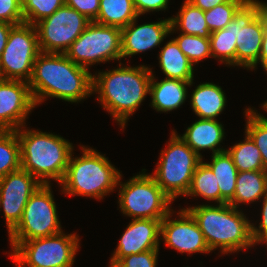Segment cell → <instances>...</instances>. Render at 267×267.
I'll use <instances>...</instances> for the list:
<instances>
[{
	"label": "cell",
	"mask_w": 267,
	"mask_h": 267,
	"mask_svg": "<svg viewBox=\"0 0 267 267\" xmlns=\"http://www.w3.org/2000/svg\"><path fill=\"white\" fill-rule=\"evenodd\" d=\"M36 105L54 97L78 103L93 93V75L89 69L73 63L65 53L41 52L28 82Z\"/></svg>",
	"instance_id": "6da1fadb"
},
{
	"label": "cell",
	"mask_w": 267,
	"mask_h": 267,
	"mask_svg": "<svg viewBox=\"0 0 267 267\" xmlns=\"http://www.w3.org/2000/svg\"><path fill=\"white\" fill-rule=\"evenodd\" d=\"M93 75V93L98 101L124 128L129 117L150 92L152 69L144 65L122 66Z\"/></svg>",
	"instance_id": "7a4b0ae2"
},
{
	"label": "cell",
	"mask_w": 267,
	"mask_h": 267,
	"mask_svg": "<svg viewBox=\"0 0 267 267\" xmlns=\"http://www.w3.org/2000/svg\"><path fill=\"white\" fill-rule=\"evenodd\" d=\"M25 126L16 130L21 169L28 171L43 185H49L50 179L61 183L74 149L72 143L52 133L26 130Z\"/></svg>",
	"instance_id": "3957f363"
},
{
	"label": "cell",
	"mask_w": 267,
	"mask_h": 267,
	"mask_svg": "<svg viewBox=\"0 0 267 267\" xmlns=\"http://www.w3.org/2000/svg\"><path fill=\"white\" fill-rule=\"evenodd\" d=\"M196 221L211 251L220 248L224 255L255 246L251 222L229 203L186 208Z\"/></svg>",
	"instance_id": "277c9868"
},
{
	"label": "cell",
	"mask_w": 267,
	"mask_h": 267,
	"mask_svg": "<svg viewBox=\"0 0 267 267\" xmlns=\"http://www.w3.org/2000/svg\"><path fill=\"white\" fill-rule=\"evenodd\" d=\"M82 156L71 155L60 185L69 196H89L103 199L118 186L120 171L95 149L82 145Z\"/></svg>",
	"instance_id": "5b68a950"
},
{
	"label": "cell",
	"mask_w": 267,
	"mask_h": 267,
	"mask_svg": "<svg viewBox=\"0 0 267 267\" xmlns=\"http://www.w3.org/2000/svg\"><path fill=\"white\" fill-rule=\"evenodd\" d=\"M166 146L168 147L161 151L156 170L151 175L163 192L174 201L180 195L186 196L194 171L202 158L173 130Z\"/></svg>",
	"instance_id": "8992f818"
},
{
	"label": "cell",
	"mask_w": 267,
	"mask_h": 267,
	"mask_svg": "<svg viewBox=\"0 0 267 267\" xmlns=\"http://www.w3.org/2000/svg\"><path fill=\"white\" fill-rule=\"evenodd\" d=\"M79 236L63 231L44 238L10 242L11 258L17 267H72L79 246Z\"/></svg>",
	"instance_id": "52a82bcc"
},
{
	"label": "cell",
	"mask_w": 267,
	"mask_h": 267,
	"mask_svg": "<svg viewBox=\"0 0 267 267\" xmlns=\"http://www.w3.org/2000/svg\"><path fill=\"white\" fill-rule=\"evenodd\" d=\"M139 173L126 183H121L120 175L119 208L132 219L162 220L170 211L172 200L163 192L152 175Z\"/></svg>",
	"instance_id": "ba28073f"
},
{
	"label": "cell",
	"mask_w": 267,
	"mask_h": 267,
	"mask_svg": "<svg viewBox=\"0 0 267 267\" xmlns=\"http://www.w3.org/2000/svg\"><path fill=\"white\" fill-rule=\"evenodd\" d=\"M51 185H41L29 198L21 220L9 232L10 242L44 238L62 231Z\"/></svg>",
	"instance_id": "9c48e42d"
},
{
	"label": "cell",
	"mask_w": 267,
	"mask_h": 267,
	"mask_svg": "<svg viewBox=\"0 0 267 267\" xmlns=\"http://www.w3.org/2000/svg\"><path fill=\"white\" fill-rule=\"evenodd\" d=\"M65 55L73 63L87 69L96 63L116 59L120 61L121 29L90 22Z\"/></svg>",
	"instance_id": "30bf717a"
},
{
	"label": "cell",
	"mask_w": 267,
	"mask_h": 267,
	"mask_svg": "<svg viewBox=\"0 0 267 267\" xmlns=\"http://www.w3.org/2000/svg\"><path fill=\"white\" fill-rule=\"evenodd\" d=\"M41 53L35 25H14L0 57V77L29 82L36 57Z\"/></svg>",
	"instance_id": "8fae6325"
},
{
	"label": "cell",
	"mask_w": 267,
	"mask_h": 267,
	"mask_svg": "<svg viewBox=\"0 0 267 267\" xmlns=\"http://www.w3.org/2000/svg\"><path fill=\"white\" fill-rule=\"evenodd\" d=\"M90 21L75 9L64 5L35 24L39 48L44 53H65Z\"/></svg>",
	"instance_id": "7c38bea8"
},
{
	"label": "cell",
	"mask_w": 267,
	"mask_h": 267,
	"mask_svg": "<svg viewBox=\"0 0 267 267\" xmlns=\"http://www.w3.org/2000/svg\"><path fill=\"white\" fill-rule=\"evenodd\" d=\"M237 46L235 66L255 69L258 64L264 27L258 16V1L245 2L234 14Z\"/></svg>",
	"instance_id": "4fadbf2b"
},
{
	"label": "cell",
	"mask_w": 267,
	"mask_h": 267,
	"mask_svg": "<svg viewBox=\"0 0 267 267\" xmlns=\"http://www.w3.org/2000/svg\"><path fill=\"white\" fill-rule=\"evenodd\" d=\"M41 185L23 169L8 173L0 179V208L3 207L8 233L19 223L30 196Z\"/></svg>",
	"instance_id": "5bb4252c"
},
{
	"label": "cell",
	"mask_w": 267,
	"mask_h": 267,
	"mask_svg": "<svg viewBox=\"0 0 267 267\" xmlns=\"http://www.w3.org/2000/svg\"><path fill=\"white\" fill-rule=\"evenodd\" d=\"M173 209L161 220L160 238L165 241L167 247L180 253H209L211 250L192 215L185 209H181L179 219H170Z\"/></svg>",
	"instance_id": "9a60e30c"
},
{
	"label": "cell",
	"mask_w": 267,
	"mask_h": 267,
	"mask_svg": "<svg viewBox=\"0 0 267 267\" xmlns=\"http://www.w3.org/2000/svg\"><path fill=\"white\" fill-rule=\"evenodd\" d=\"M35 106L28 82L0 79V130L21 128Z\"/></svg>",
	"instance_id": "2e32d148"
},
{
	"label": "cell",
	"mask_w": 267,
	"mask_h": 267,
	"mask_svg": "<svg viewBox=\"0 0 267 267\" xmlns=\"http://www.w3.org/2000/svg\"><path fill=\"white\" fill-rule=\"evenodd\" d=\"M161 220L132 219L122 234L110 261L149 250H159Z\"/></svg>",
	"instance_id": "e0dca14e"
},
{
	"label": "cell",
	"mask_w": 267,
	"mask_h": 267,
	"mask_svg": "<svg viewBox=\"0 0 267 267\" xmlns=\"http://www.w3.org/2000/svg\"><path fill=\"white\" fill-rule=\"evenodd\" d=\"M137 19L121 29L122 58L159 46L170 34V18L141 25H136Z\"/></svg>",
	"instance_id": "ac0fdd59"
},
{
	"label": "cell",
	"mask_w": 267,
	"mask_h": 267,
	"mask_svg": "<svg viewBox=\"0 0 267 267\" xmlns=\"http://www.w3.org/2000/svg\"><path fill=\"white\" fill-rule=\"evenodd\" d=\"M224 134V127L217 120L200 118L187 127L186 132L180 137L202 158V154L199 152L201 150L209 149L212 151V155L226 151L219 147L225 137Z\"/></svg>",
	"instance_id": "d6986e66"
},
{
	"label": "cell",
	"mask_w": 267,
	"mask_h": 267,
	"mask_svg": "<svg viewBox=\"0 0 267 267\" xmlns=\"http://www.w3.org/2000/svg\"><path fill=\"white\" fill-rule=\"evenodd\" d=\"M152 73L150 83L151 106L157 112H169L178 109L186 100L187 88L193 81H182L172 78H164L160 82L155 81Z\"/></svg>",
	"instance_id": "ffe728a7"
},
{
	"label": "cell",
	"mask_w": 267,
	"mask_h": 267,
	"mask_svg": "<svg viewBox=\"0 0 267 267\" xmlns=\"http://www.w3.org/2000/svg\"><path fill=\"white\" fill-rule=\"evenodd\" d=\"M190 103L199 118L216 120L225 109L226 96L220 86L206 82L193 90Z\"/></svg>",
	"instance_id": "44dd1931"
},
{
	"label": "cell",
	"mask_w": 267,
	"mask_h": 267,
	"mask_svg": "<svg viewBox=\"0 0 267 267\" xmlns=\"http://www.w3.org/2000/svg\"><path fill=\"white\" fill-rule=\"evenodd\" d=\"M159 53V65L166 78L193 81L194 65L172 38Z\"/></svg>",
	"instance_id": "7402d4cb"
},
{
	"label": "cell",
	"mask_w": 267,
	"mask_h": 267,
	"mask_svg": "<svg viewBox=\"0 0 267 267\" xmlns=\"http://www.w3.org/2000/svg\"><path fill=\"white\" fill-rule=\"evenodd\" d=\"M267 193V172L238 171L234 197L228 202L235 208L241 203H252Z\"/></svg>",
	"instance_id": "603a6c76"
},
{
	"label": "cell",
	"mask_w": 267,
	"mask_h": 267,
	"mask_svg": "<svg viewBox=\"0 0 267 267\" xmlns=\"http://www.w3.org/2000/svg\"><path fill=\"white\" fill-rule=\"evenodd\" d=\"M210 163L220 189V204L228 203L235 194L238 170L227 151L213 154Z\"/></svg>",
	"instance_id": "cb8c5ba5"
},
{
	"label": "cell",
	"mask_w": 267,
	"mask_h": 267,
	"mask_svg": "<svg viewBox=\"0 0 267 267\" xmlns=\"http://www.w3.org/2000/svg\"><path fill=\"white\" fill-rule=\"evenodd\" d=\"M138 17L133 0H100L99 13L93 22L122 29Z\"/></svg>",
	"instance_id": "d4e9b609"
},
{
	"label": "cell",
	"mask_w": 267,
	"mask_h": 267,
	"mask_svg": "<svg viewBox=\"0 0 267 267\" xmlns=\"http://www.w3.org/2000/svg\"><path fill=\"white\" fill-rule=\"evenodd\" d=\"M170 33L180 31L184 34L210 38L211 32L208 29L204 11L185 0L176 17H170ZM178 29V30H177Z\"/></svg>",
	"instance_id": "484cf974"
},
{
	"label": "cell",
	"mask_w": 267,
	"mask_h": 267,
	"mask_svg": "<svg viewBox=\"0 0 267 267\" xmlns=\"http://www.w3.org/2000/svg\"><path fill=\"white\" fill-rule=\"evenodd\" d=\"M210 50L213 58L228 66H235L236 52V21L233 19L230 24L224 28L211 33Z\"/></svg>",
	"instance_id": "4316f807"
},
{
	"label": "cell",
	"mask_w": 267,
	"mask_h": 267,
	"mask_svg": "<svg viewBox=\"0 0 267 267\" xmlns=\"http://www.w3.org/2000/svg\"><path fill=\"white\" fill-rule=\"evenodd\" d=\"M238 171L264 170L262 156L251 137L245 132V140L226 149Z\"/></svg>",
	"instance_id": "83f0119b"
},
{
	"label": "cell",
	"mask_w": 267,
	"mask_h": 267,
	"mask_svg": "<svg viewBox=\"0 0 267 267\" xmlns=\"http://www.w3.org/2000/svg\"><path fill=\"white\" fill-rule=\"evenodd\" d=\"M186 196H202L204 199L220 204V189L216 177L211 168L203 160L194 171Z\"/></svg>",
	"instance_id": "f1b7e54d"
},
{
	"label": "cell",
	"mask_w": 267,
	"mask_h": 267,
	"mask_svg": "<svg viewBox=\"0 0 267 267\" xmlns=\"http://www.w3.org/2000/svg\"><path fill=\"white\" fill-rule=\"evenodd\" d=\"M21 169L20 144L16 130H0V179Z\"/></svg>",
	"instance_id": "f546056e"
},
{
	"label": "cell",
	"mask_w": 267,
	"mask_h": 267,
	"mask_svg": "<svg viewBox=\"0 0 267 267\" xmlns=\"http://www.w3.org/2000/svg\"><path fill=\"white\" fill-rule=\"evenodd\" d=\"M244 113L247 117L245 132L259 149L264 171L267 172V118L251 108H247Z\"/></svg>",
	"instance_id": "4dcf8cb0"
},
{
	"label": "cell",
	"mask_w": 267,
	"mask_h": 267,
	"mask_svg": "<svg viewBox=\"0 0 267 267\" xmlns=\"http://www.w3.org/2000/svg\"><path fill=\"white\" fill-rule=\"evenodd\" d=\"M243 0H228L225 3L204 11L210 32L226 28L233 20L234 14L244 4Z\"/></svg>",
	"instance_id": "1f68e13d"
},
{
	"label": "cell",
	"mask_w": 267,
	"mask_h": 267,
	"mask_svg": "<svg viewBox=\"0 0 267 267\" xmlns=\"http://www.w3.org/2000/svg\"><path fill=\"white\" fill-rule=\"evenodd\" d=\"M174 40L193 65L212 57L209 38L180 33Z\"/></svg>",
	"instance_id": "d6a6232c"
},
{
	"label": "cell",
	"mask_w": 267,
	"mask_h": 267,
	"mask_svg": "<svg viewBox=\"0 0 267 267\" xmlns=\"http://www.w3.org/2000/svg\"><path fill=\"white\" fill-rule=\"evenodd\" d=\"M64 5V0H22L24 23L35 25Z\"/></svg>",
	"instance_id": "836d02e7"
},
{
	"label": "cell",
	"mask_w": 267,
	"mask_h": 267,
	"mask_svg": "<svg viewBox=\"0 0 267 267\" xmlns=\"http://www.w3.org/2000/svg\"><path fill=\"white\" fill-rule=\"evenodd\" d=\"M159 250H149L125 256L119 261H110L109 267H156Z\"/></svg>",
	"instance_id": "e575fe53"
},
{
	"label": "cell",
	"mask_w": 267,
	"mask_h": 267,
	"mask_svg": "<svg viewBox=\"0 0 267 267\" xmlns=\"http://www.w3.org/2000/svg\"><path fill=\"white\" fill-rule=\"evenodd\" d=\"M0 22L13 25L24 23L22 0H0Z\"/></svg>",
	"instance_id": "d590c367"
},
{
	"label": "cell",
	"mask_w": 267,
	"mask_h": 267,
	"mask_svg": "<svg viewBox=\"0 0 267 267\" xmlns=\"http://www.w3.org/2000/svg\"><path fill=\"white\" fill-rule=\"evenodd\" d=\"M65 5L75 9L93 22L99 13L100 0H64Z\"/></svg>",
	"instance_id": "8d00e7d4"
},
{
	"label": "cell",
	"mask_w": 267,
	"mask_h": 267,
	"mask_svg": "<svg viewBox=\"0 0 267 267\" xmlns=\"http://www.w3.org/2000/svg\"><path fill=\"white\" fill-rule=\"evenodd\" d=\"M262 199V219L258 228L251 223V235L255 245L257 243H266L267 245V193Z\"/></svg>",
	"instance_id": "74e56055"
},
{
	"label": "cell",
	"mask_w": 267,
	"mask_h": 267,
	"mask_svg": "<svg viewBox=\"0 0 267 267\" xmlns=\"http://www.w3.org/2000/svg\"><path fill=\"white\" fill-rule=\"evenodd\" d=\"M138 15H144L148 12L163 11L168 8L169 0H133Z\"/></svg>",
	"instance_id": "f35d334b"
},
{
	"label": "cell",
	"mask_w": 267,
	"mask_h": 267,
	"mask_svg": "<svg viewBox=\"0 0 267 267\" xmlns=\"http://www.w3.org/2000/svg\"><path fill=\"white\" fill-rule=\"evenodd\" d=\"M194 6L200 8L202 11H206L227 2L228 0H188Z\"/></svg>",
	"instance_id": "ab89813d"
},
{
	"label": "cell",
	"mask_w": 267,
	"mask_h": 267,
	"mask_svg": "<svg viewBox=\"0 0 267 267\" xmlns=\"http://www.w3.org/2000/svg\"><path fill=\"white\" fill-rule=\"evenodd\" d=\"M13 26V24L0 22V57L7 44L8 36Z\"/></svg>",
	"instance_id": "60d3db41"
},
{
	"label": "cell",
	"mask_w": 267,
	"mask_h": 267,
	"mask_svg": "<svg viewBox=\"0 0 267 267\" xmlns=\"http://www.w3.org/2000/svg\"><path fill=\"white\" fill-rule=\"evenodd\" d=\"M261 63L263 69L267 73V32L263 34V40L261 45V52L259 55L258 63Z\"/></svg>",
	"instance_id": "b9f144b4"
},
{
	"label": "cell",
	"mask_w": 267,
	"mask_h": 267,
	"mask_svg": "<svg viewBox=\"0 0 267 267\" xmlns=\"http://www.w3.org/2000/svg\"><path fill=\"white\" fill-rule=\"evenodd\" d=\"M258 16L262 21L264 32H267V2L262 3L258 0Z\"/></svg>",
	"instance_id": "7bdbcfd3"
},
{
	"label": "cell",
	"mask_w": 267,
	"mask_h": 267,
	"mask_svg": "<svg viewBox=\"0 0 267 267\" xmlns=\"http://www.w3.org/2000/svg\"><path fill=\"white\" fill-rule=\"evenodd\" d=\"M262 108L267 112V100L263 103Z\"/></svg>",
	"instance_id": "ee69618b"
},
{
	"label": "cell",
	"mask_w": 267,
	"mask_h": 267,
	"mask_svg": "<svg viewBox=\"0 0 267 267\" xmlns=\"http://www.w3.org/2000/svg\"><path fill=\"white\" fill-rule=\"evenodd\" d=\"M244 2H257V0H243Z\"/></svg>",
	"instance_id": "f6af8a7d"
}]
</instances>
